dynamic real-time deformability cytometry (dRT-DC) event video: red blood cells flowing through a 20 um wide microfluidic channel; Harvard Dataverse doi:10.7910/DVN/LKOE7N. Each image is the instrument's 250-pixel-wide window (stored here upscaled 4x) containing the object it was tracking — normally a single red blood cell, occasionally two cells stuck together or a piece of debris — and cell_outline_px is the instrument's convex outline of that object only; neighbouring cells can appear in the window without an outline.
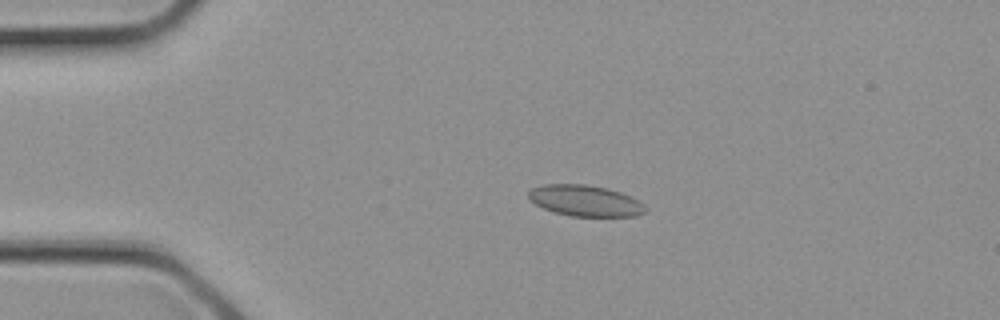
{"species": "common noctule bat (a hibernating species)", "species_latin": "Nyctalus noctula", "temperature_condition": "cold", "stored_images_in_passage": 2, "camera_frame_rate_fps": 3000, "um_per_image_px": 0.085, "animal": {"sex": "female", "body_mass_g": 21.9}, "frame": {"image": 1, "passage_image": 1, "time_ms": 0.0, "image_size_px": [1000, 320], "cell_outline_px": [[644, 212], [636, 216], [572, 216], [556, 212], [544, 208], [528, 200], [528, 192], [532, 188], [544, 184], [584, 184], [608, 188], [620, 192], [644, 204]], "centroid_in_image_um": [49.7, 17.05], "position_along_channel_um": 35.3, "area_um2": 20.92}}